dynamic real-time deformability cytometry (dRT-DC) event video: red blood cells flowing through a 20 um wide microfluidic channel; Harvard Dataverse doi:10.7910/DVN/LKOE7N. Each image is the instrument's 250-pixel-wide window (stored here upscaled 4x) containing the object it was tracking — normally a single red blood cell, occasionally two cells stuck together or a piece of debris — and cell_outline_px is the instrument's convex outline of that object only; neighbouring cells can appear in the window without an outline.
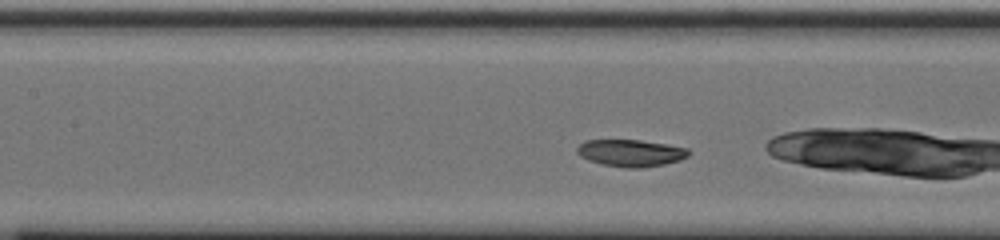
{"species": "common noctule bat (a hibernating species)", "species_latin": "Nyctalus noctula", "temperature_condition": "cold", "stored_images_in_passage": 32, "camera_frame_rate_fps": 3000, "um_per_image_px": 0.085, "animal": {"sex": "male", "body_mass_g": 20.0, "forearm_length_mm": 53.3}, "frame": {"image": 1, "passage_image": 10, "time_ms": 3.0, "image_size_px": [1000, 240], "cell_outline_px": [[692, 152], [688, 156], [680, 160], [664, 164], [644, 168], [624, 168], [604, 164], [588, 160], [580, 156], [576, 152], [576, 148], [584, 140], [640, 140], [688, 148]], "centroid_in_image_um": [53.62, 13.01], "position_along_channel_um": 153.8, "area_um2": 17.63}, "authors_computed_cell_mechanics": {"area_um2": 17.8313, "velocity_mm_per_s": 3.6849, "shape_relaxation_time_tau1_ms": 2.638, "shape_relaxation_time_tau2_ms": null, "deformation_change_tau1": 0.1011, "deformation_change_tau2": null}}